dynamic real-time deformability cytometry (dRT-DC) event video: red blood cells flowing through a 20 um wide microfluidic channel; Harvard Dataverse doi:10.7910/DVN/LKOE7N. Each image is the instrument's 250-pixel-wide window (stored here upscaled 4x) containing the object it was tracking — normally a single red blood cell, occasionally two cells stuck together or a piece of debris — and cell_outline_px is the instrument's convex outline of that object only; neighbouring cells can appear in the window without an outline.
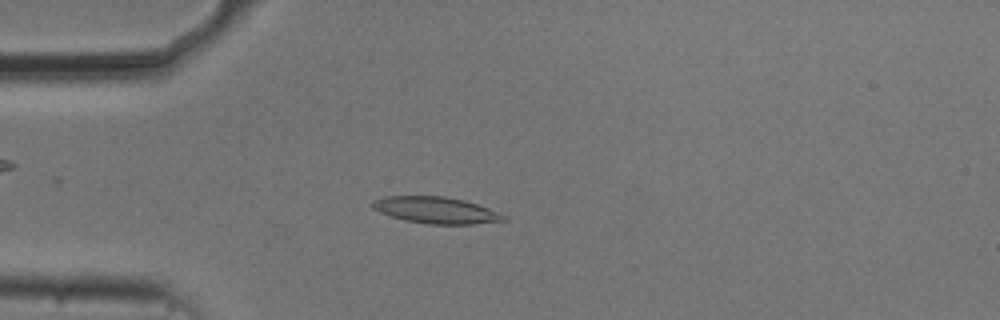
{"species": "common noctule bat (a hibernating species)", "species_latin": "Nyctalus noctula", "temperature_condition": "cold", "stored_images_in_passage": 45, "camera_frame_rate_fps": 3000, "um_per_image_px": 0.085, "animal": {"sex": "male", "body_mass_g": 20.5, "forearm_length_mm": 52.5}, "frame": {"image": 1, "passage_image": 14, "time_ms": 4.333, "image_size_px": [1000, 320], "cell_outline_px": [[508, 220], [472, 224], [428, 224], [404, 220], [380, 212], [372, 208], [372, 200], [384, 196], [444, 196], [464, 200], [488, 208], [508, 216]], "centroid_in_image_um": [37.06, 17.86], "position_along_channel_um": 47.9, "area_um2": 20.29}}
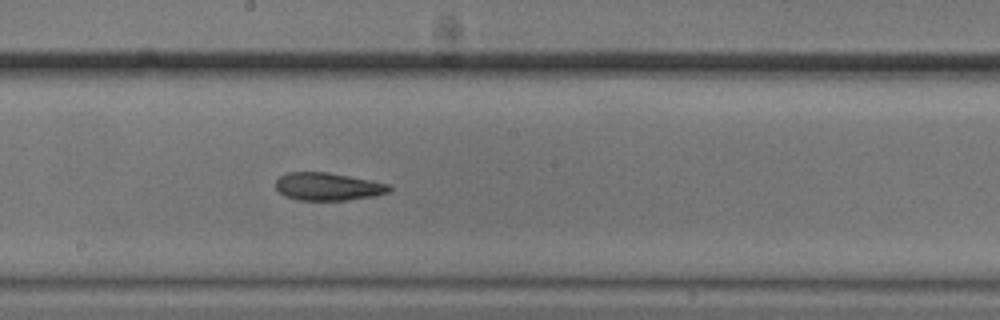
{"frame": {"image": 2, "passage_image": 29, "time_ms": 9.333, "image_size_px": [1000, 320], "cell_outline_px": [[392, 188], [388, 192], [372, 196], [344, 200], [300, 200], [284, 196], [276, 188], [276, 180], [280, 176], [288, 172], [328, 172], [388, 184]], "centroid_in_image_um": [27.83, 15.85], "position_along_channel_um": 220.4, "area_um2": 18.09}}
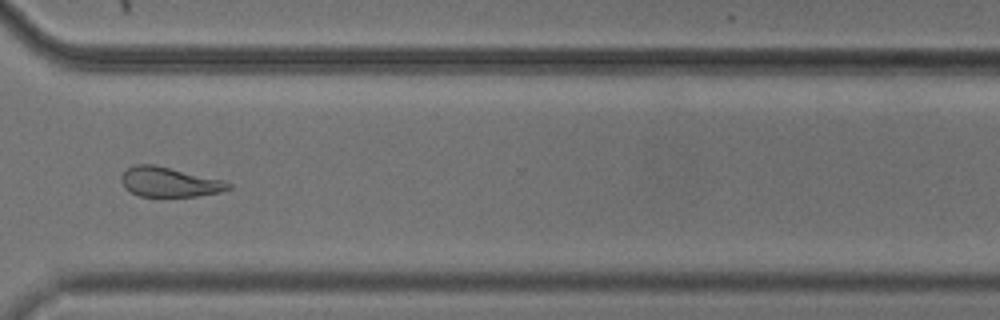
{"frame": {"image": 3, "passage_image": 40, "time_ms": 13.0, "image_size_px": [1000, 320], "cell_outline_px": [[232, 188], [220, 192], [196, 196], [140, 196], [124, 188], [120, 180], [120, 176], [128, 168], [136, 164], [152, 164], [224, 180], [232, 184]], "centroid_in_image_um": [14.39, 15.47], "position_along_channel_um": 356.2, "area_um2": 18.44}, "authors_computed_cell_mechanics": {"area_um2": 18.8428, "velocity_mm_per_s": 3.7137, "shape_relaxation_time_tau1_ms": 7.8618, "shape_relaxation_time_tau2_ms": 2.9469, "deformation_change_tau1": 0.1587, "deformation_change_tau2": 0.107}}